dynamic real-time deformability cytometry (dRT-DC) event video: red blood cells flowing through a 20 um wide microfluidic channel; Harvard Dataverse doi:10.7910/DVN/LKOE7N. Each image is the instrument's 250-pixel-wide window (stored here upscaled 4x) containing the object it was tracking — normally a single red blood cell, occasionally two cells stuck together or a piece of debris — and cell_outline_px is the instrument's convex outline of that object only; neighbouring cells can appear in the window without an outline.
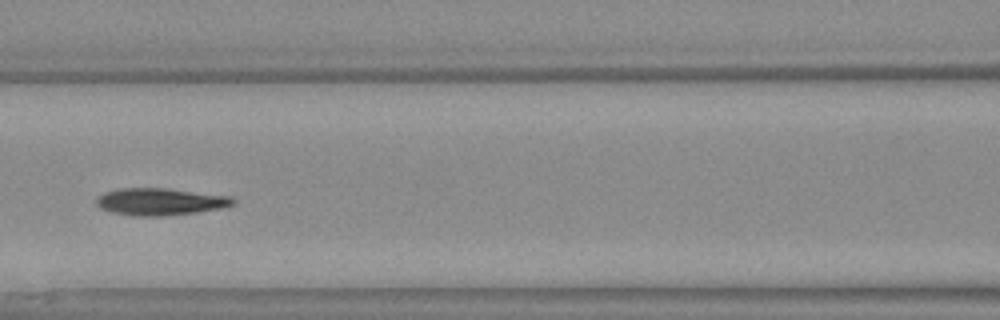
{"species": "Egyptian fruit bat (a non-hibernating species)", "species_latin": "Rousettus aegyptiacus", "temperature_condition": "warm", "stored_images_in_passage": 50, "camera_frame_rate_fps": 3000, "um_per_image_px": 0.085, "animal": {"sex": "female"}, "frame": {"image": 1, "passage_image": 22, "time_ms": 7.0, "image_size_px": [1000, 320], "cell_outline_px": [[236, 200], [232, 204], [220, 208], [196, 212], [164, 216], [132, 216], [112, 212], [100, 208], [96, 204], [96, 200], [104, 192], [116, 188], [168, 188], [232, 196]], "centroid_in_image_um": [13.6, 17.13], "position_along_channel_um": 153.0, "area_um2": 21.68}, "authors_computed_cell_mechanics": {"area_um2": 20.8947, "velocity_mm_per_s": 4.1204, "shape_relaxation_time_tau1_ms": 4.3489, "shape_relaxation_time_tau2_ms": 2.8119, "deformation_change_tau1": 0.1826, "deformation_change_tau2": 0.0761}}